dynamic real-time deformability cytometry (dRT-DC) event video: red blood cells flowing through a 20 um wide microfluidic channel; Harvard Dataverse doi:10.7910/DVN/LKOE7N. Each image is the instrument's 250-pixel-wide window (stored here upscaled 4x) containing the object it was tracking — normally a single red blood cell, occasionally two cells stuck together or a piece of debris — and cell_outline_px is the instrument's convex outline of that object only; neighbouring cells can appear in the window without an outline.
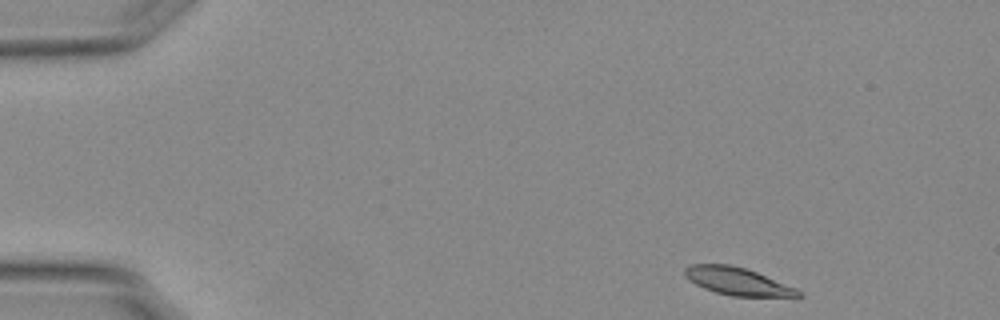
{"species": "Egyptian fruit bat (a non-hibernating species)", "species_latin": "Rousettus aegyptiacus", "temperature_condition": "warm", "stored_images_in_passage": 50, "camera_frame_rate_fps": 3000, "um_per_image_px": 0.085, "animal": {"sex": "female"}, "frame": {"image": 1, "passage_image": 1, "time_ms": 0.0, "image_size_px": [1000, 320], "cell_outline_px": [[804, 296], [732, 296], [716, 292], [704, 288], [696, 284], [684, 276], [684, 268], [692, 264], [728, 264], [744, 268], [756, 272], [796, 288]], "centroid_in_image_um": [62.64, 23.9], "position_along_channel_um": 22.4, "area_um2": 17.92}}
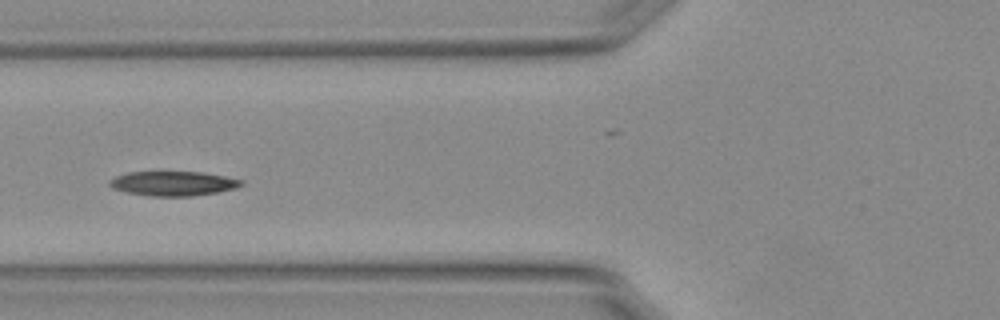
{"frame": {"image": 2, "passage_image": 16, "time_ms": 5.0, "image_size_px": [1000, 320], "cell_outline_px": [[244, 184], [236, 188], [220, 192], [192, 196], [148, 196], [128, 192], [112, 188], [108, 184], [108, 180], [116, 176], [128, 172], [200, 172], [224, 176], [244, 180]], "centroid_in_image_um": [14.73, 15.6], "position_along_channel_um": 111.1, "area_um2": 18.9}}
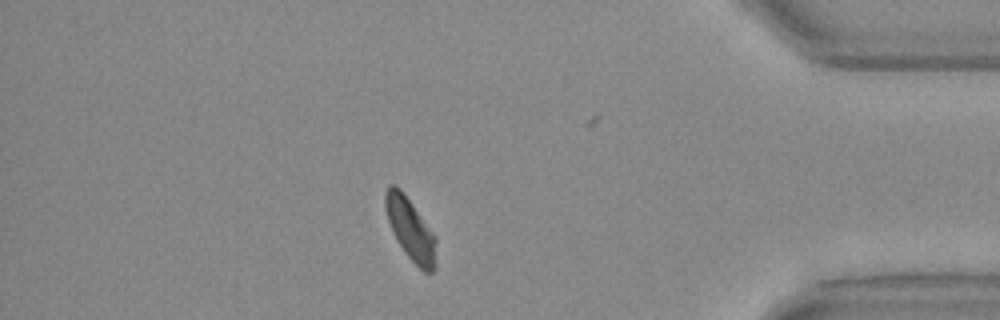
{"frame": {"image": 3, "passage_image": 42, "time_ms": 13.667, "image_size_px": [1000, 320], "cell_outline_px": [[436, 240], [432, 272], [424, 272], [404, 252], [396, 240], [392, 232], [384, 208], [384, 192], [388, 184], [396, 184], [400, 188], [436, 236]], "centroid_in_image_um": [34.83, 19.41], "position_along_channel_um": 400.4, "area_um2": 18.15}, "authors_computed_cell_mechanics": {"area_um2": 18.6983, "velocity_mm_per_s": 3.7386, "shape_relaxation_time_tau1_ms": 5.252, "shape_relaxation_time_tau2_ms": 3.568, "deformation_change_tau1": 0.1434, "deformation_change_tau2": 0.0826}}